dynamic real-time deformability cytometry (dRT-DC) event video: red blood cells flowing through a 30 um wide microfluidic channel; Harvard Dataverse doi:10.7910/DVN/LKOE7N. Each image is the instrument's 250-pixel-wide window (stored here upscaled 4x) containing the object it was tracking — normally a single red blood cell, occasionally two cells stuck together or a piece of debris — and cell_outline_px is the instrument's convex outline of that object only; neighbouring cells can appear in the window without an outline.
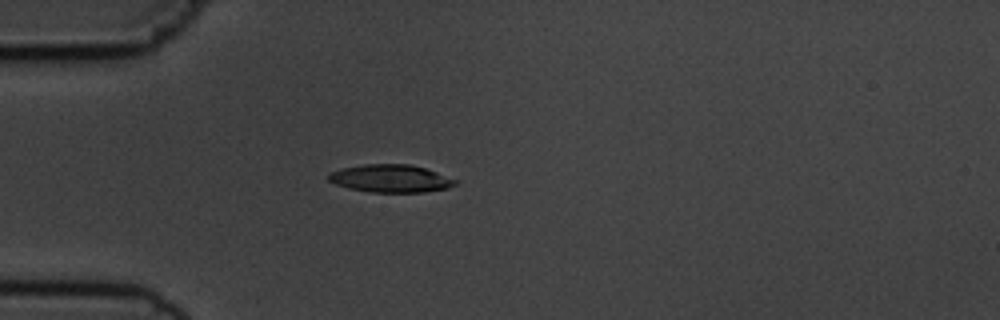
{"species": "common noctule bat (a hibernating species)", "species_latin": "Nyctalus noctula", "temperature_condition": "cold", "stored_images_in_passage": 1, "camera_frame_rate_fps": 3000, "um_per_image_px": 0.085, "animal": {"sex": "male", "body_mass_g": 19.5, "forearm_length_mm": 54.6}, "frame": {"image": 1, "passage_image": 1, "time_ms": 0.0, "image_size_px": [1000, 320], "cell_outline_px": [[456, 184], [448, 188], [424, 192], [372, 192], [348, 188], [336, 184], [328, 180], [328, 176], [332, 172], [340, 168], [364, 164], [408, 164], [424, 168], [436, 172], [456, 180]], "centroid_in_image_um": [33.18, 15.17], "position_along_channel_um": 51.8, "area_um2": 20.29}}